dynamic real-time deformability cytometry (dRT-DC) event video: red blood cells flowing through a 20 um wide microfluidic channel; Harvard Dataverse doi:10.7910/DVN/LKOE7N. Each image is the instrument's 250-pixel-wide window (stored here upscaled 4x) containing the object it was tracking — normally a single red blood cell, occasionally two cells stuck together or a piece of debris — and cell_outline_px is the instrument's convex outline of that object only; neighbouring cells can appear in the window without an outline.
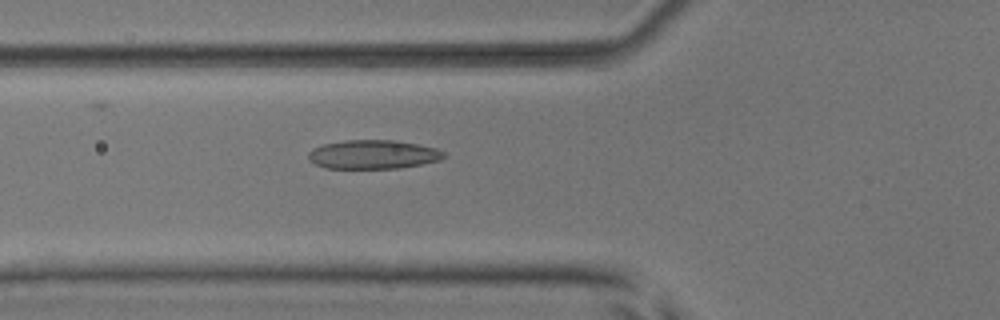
{"species": "common noctule bat (a hibernating species)", "species_latin": "Nyctalus noctula", "temperature_condition": "room temperature", "stored_images_in_passage": 49, "camera_frame_rate_fps": 3000, "um_per_image_px": 0.085, "animal": {"sex": "male", "body_mass_g": 17.9, "forearm_length_mm": 54.2}, "frame": {"image": 1, "passage_image": 16, "time_ms": 5.0, "image_size_px": [1000, 320], "cell_outline_px": [[448, 156], [440, 160], [400, 168], [324, 168], [308, 160], [308, 152], [312, 148], [324, 144], [344, 140], [396, 140], [436, 148], [444, 152]], "centroid_in_image_um": [31.7, 13.13], "position_along_channel_um": 94.1, "area_um2": 22.89}}
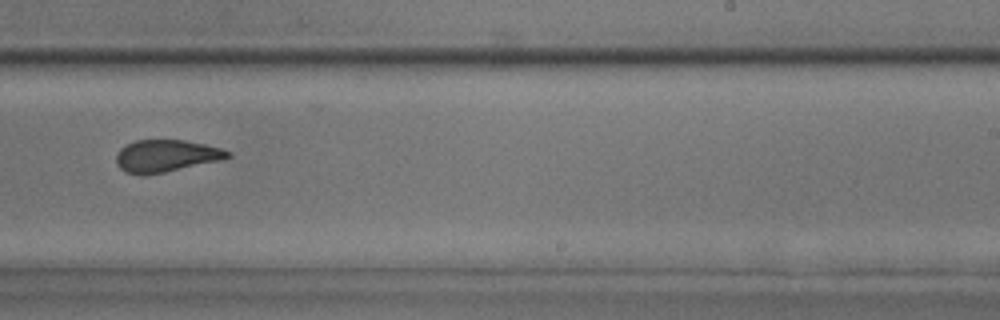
{"frame": {"image": 2, "passage_image": 30, "time_ms": 9.667, "image_size_px": [1000, 320], "cell_outline_px": [[232, 156], [220, 160], [164, 172], [144, 176], [124, 172], [116, 164], [116, 156], [120, 148], [124, 144], [136, 140], [184, 140], [204, 144], [220, 148], [232, 152]], "centroid_in_image_um": [14.07, 13.25], "position_along_channel_um": 274.9, "area_um2": 20.98}}
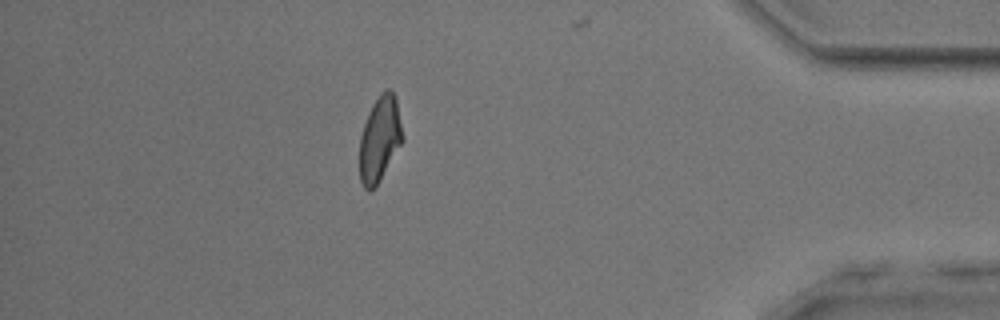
{"frame": {"image": 3, "passage_image": 43, "time_ms": 14.0, "image_size_px": [1000, 320], "cell_outline_px": [[404, 140], [376, 184], [368, 192], [364, 188], [360, 180], [360, 136], [364, 124], [372, 104], [380, 92], [388, 88], [396, 96], [404, 136]], "centroid_in_image_um": [32.29, 11.75], "position_along_channel_um": 402.9, "area_um2": 21.21}, "authors_computed_cell_mechanics": {"area_um2": 21.964, "velocity_mm_per_s": 3.8846, "shape_relaxation_time_tau1_ms": 6.2648, "shape_relaxation_time_tau2_ms": 1.3548, "deformation_change_tau1": 0.1651, "deformation_change_tau2": 0.0911}}